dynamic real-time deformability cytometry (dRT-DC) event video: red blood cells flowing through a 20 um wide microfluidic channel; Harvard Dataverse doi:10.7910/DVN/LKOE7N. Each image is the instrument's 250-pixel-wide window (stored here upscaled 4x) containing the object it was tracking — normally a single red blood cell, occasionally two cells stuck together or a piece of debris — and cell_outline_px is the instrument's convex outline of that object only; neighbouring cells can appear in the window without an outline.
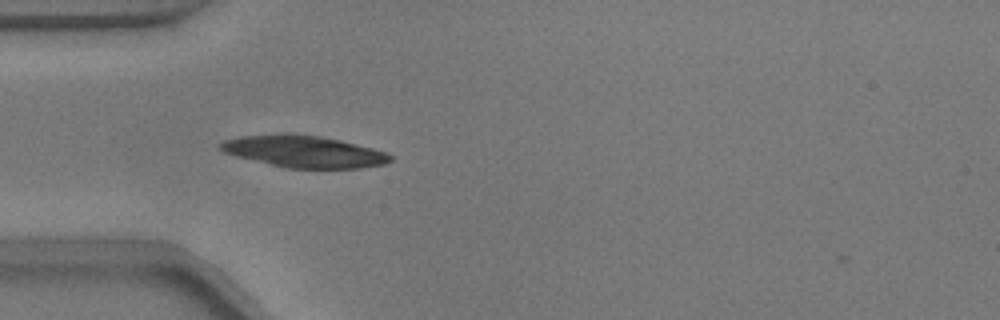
{"species": "common noctule bat (a hibernating species)", "species_latin": "Nyctalus noctula", "temperature_condition": "warm", "stored_images_in_passage": 2, "camera_frame_rate_fps": 3000, "um_per_image_px": 0.085, "animal": {"sex": "male", "body_mass_g": 17.9}, "frame": {"image": 1, "passage_image": 1, "time_ms": 0.0, "image_size_px": [1000, 320], "cell_outline_px": [[392, 160], [384, 164], [360, 168], [284, 168], [236, 156], [224, 152], [220, 148], [220, 144], [224, 140], [240, 136], [284, 132], [288, 132], [320, 136], [340, 140], [372, 148], [384, 152], [392, 156]], "centroid_in_image_um": [25.8, 12.86], "position_along_channel_um": 59.2, "area_um2": 31.67}}